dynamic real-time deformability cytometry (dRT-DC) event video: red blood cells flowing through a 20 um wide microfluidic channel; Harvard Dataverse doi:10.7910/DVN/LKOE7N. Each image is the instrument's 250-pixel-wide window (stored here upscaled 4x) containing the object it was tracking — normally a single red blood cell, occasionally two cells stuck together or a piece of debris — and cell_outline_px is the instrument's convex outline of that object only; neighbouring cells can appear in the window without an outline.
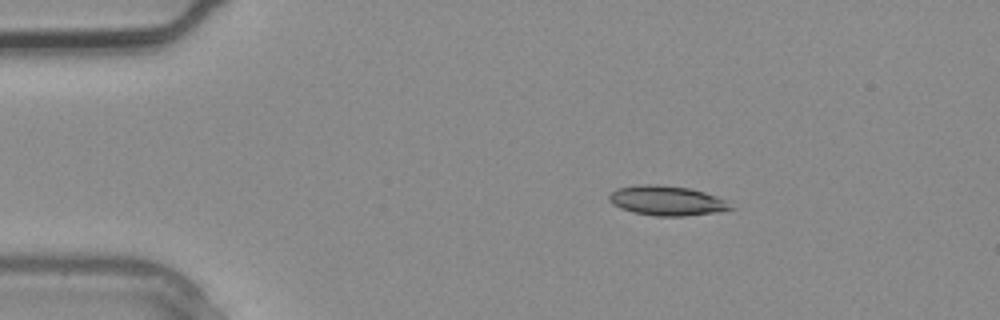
{"species": "common noctule bat (a hibernating species)", "species_latin": "Nyctalus noctula", "temperature_condition": "warm", "stored_images_in_passage": 2, "camera_frame_rate_fps": 3000, "um_per_image_px": 0.085, "animal": {"sex": "male", "body_mass_g": 20.4}, "frame": {"image": 1, "passage_image": 1, "time_ms": 0.0, "image_size_px": [1000, 320], "cell_outline_px": [[736, 208], [716, 212], [684, 216], [656, 216], [632, 212], [620, 208], [612, 204], [608, 200], [608, 196], [616, 188], [640, 184], [656, 184], [688, 188], [704, 192], [728, 200]], "centroid_in_image_um": [56.68, 17.05], "position_along_channel_um": 28.3, "area_um2": 21.21}}
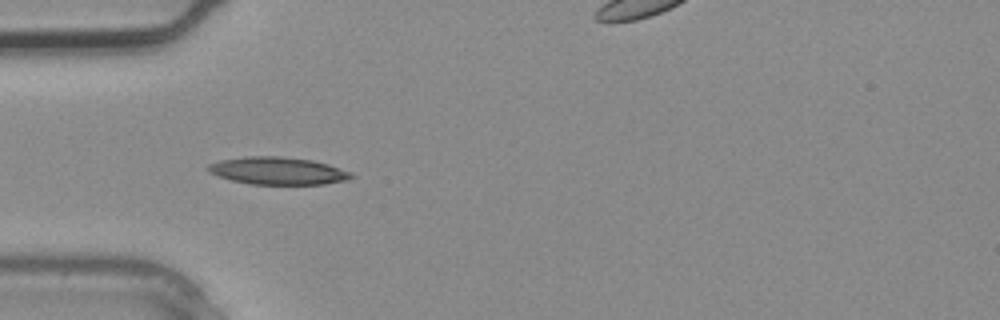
{"frame": {"image": 2, "passage_image": 2, "time_ms": 0.333, "image_size_px": [1000, 320], "cell_outline_px": [[356, 176], [348, 180], [324, 184], [252, 184], [232, 180], [208, 172], [204, 168], [208, 164], [220, 160], [244, 156], [280, 156], [312, 160], [328, 164], [352, 172]], "centroid_in_image_um": [23.62, 14.51], "position_along_channel_um": 61.4, "area_um2": 23.06}}